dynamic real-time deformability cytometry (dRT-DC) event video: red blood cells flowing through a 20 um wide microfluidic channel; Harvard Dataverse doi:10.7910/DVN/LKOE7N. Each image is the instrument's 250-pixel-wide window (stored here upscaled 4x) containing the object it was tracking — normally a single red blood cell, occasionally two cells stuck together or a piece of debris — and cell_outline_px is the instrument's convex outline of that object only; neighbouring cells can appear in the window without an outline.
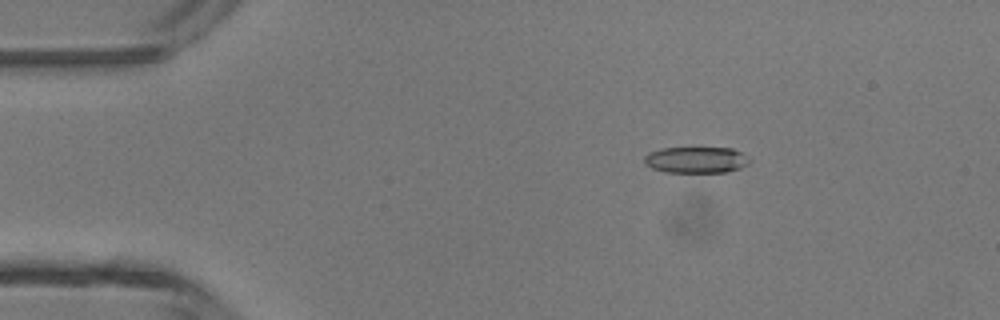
{"species": "common noctule bat (a hibernating species)", "species_latin": "Nyctalus noctula", "temperature_condition": "room temperature", "stored_images_in_passage": 5, "camera_frame_rate_fps": 3000, "um_per_image_px": 0.085, "animal": {"sex": "male", "body_mass_g": 13.3}, "frame": {"image": 1, "passage_image": 2, "time_ms": 0.333, "image_size_px": [1000, 320], "cell_outline_px": [[752, 160], [748, 164], [740, 168], [728, 172], [664, 172], [652, 168], [644, 164], [644, 156], [648, 152], [660, 148], [732, 148], [740, 152]], "centroid_in_image_um": [59.15, 13.59], "position_along_channel_um": 25.9, "area_um2": 16.24}}
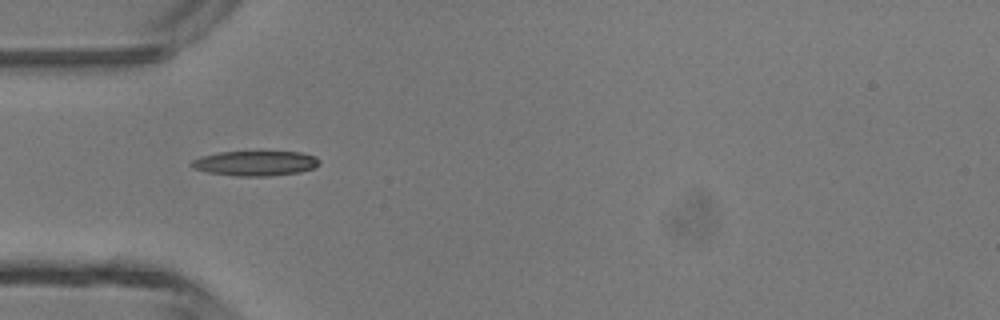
{"frame": {"image": 2, "passage_image": 4, "time_ms": 1.0, "image_size_px": [1000, 320], "cell_outline_px": [[320, 164], [312, 168], [300, 172], [268, 176], [236, 176], [208, 172], [192, 168], [188, 164], [192, 160], [200, 156], [220, 152], [300, 152], [316, 156], [320, 160]], "centroid_in_image_um": [21.68, 13.88], "position_along_channel_um": 63.3, "area_um2": 18.61}}
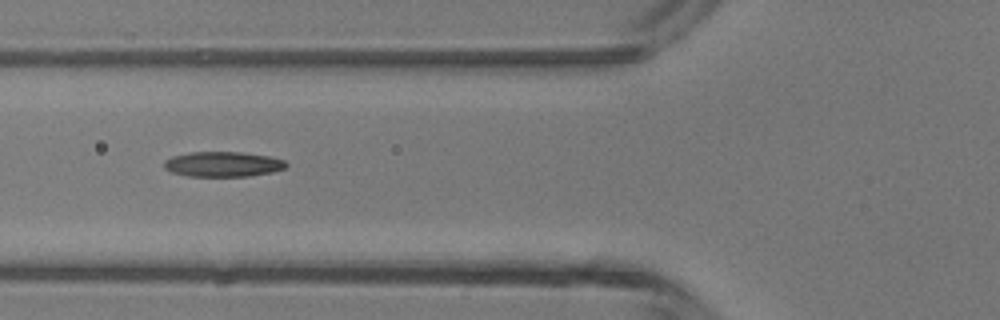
{"frame": {"image": 3, "passage_image": 5, "time_ms": 1.333, "image_size_px": [1000, 320], "cell_outline_px": [[288, 164], [284, 168], [272, 172], [248, 176], [188, 176], [172, 172], [164, 168], [164, 160], [172, 156], [192, 152], [240, 152], [268, 156], [284, 160]], "centroid_in_image_um": [18.93, 13.95], "position_along_channel_um": 106.9, "area_um2": 17.74}}